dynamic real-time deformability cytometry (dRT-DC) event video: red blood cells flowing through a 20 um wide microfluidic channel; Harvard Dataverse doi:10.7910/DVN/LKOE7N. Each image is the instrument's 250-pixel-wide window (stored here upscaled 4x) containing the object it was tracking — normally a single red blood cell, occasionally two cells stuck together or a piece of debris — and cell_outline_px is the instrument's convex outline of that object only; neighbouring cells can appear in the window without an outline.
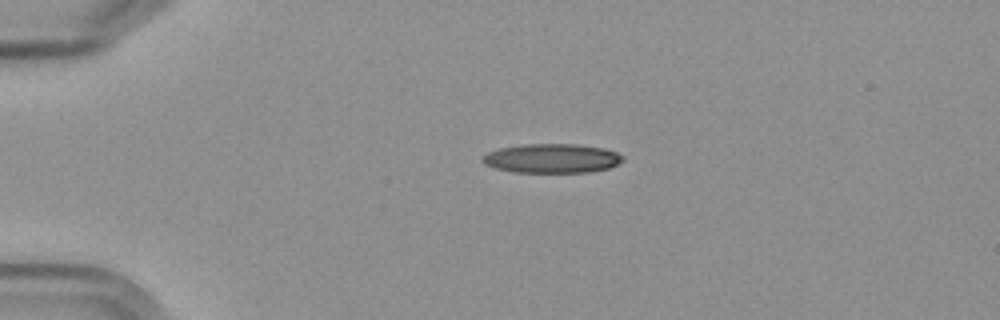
{"species": "Egyptian fruit bat (a non-hibernating species)", "species_latin": "Rousettus aegyptiacus", "temperature_condition": "cold", "stored_images_in_passage": 5, "camera_frame_rate_fps": 3000, "um_per_image_px": 0.085, "frame": {"image": 1, "passage_image": 1, "time_ms": 0.0, "image_size_px": [1000, 320], "cell_outline_px": [[624, 160], [608, 168], [588, 172], [512, 172], [496, 168], [484, 164], [480, 160], [480, 156], [488, 152], [500, 148], [524, 144], [576, 144], [604, 148], [616, 152], [624, 156]], "centroid_in_image_um": [46.88, 13.46], "position_along_channel_um": 38.1, "area_um2": 23.93}}
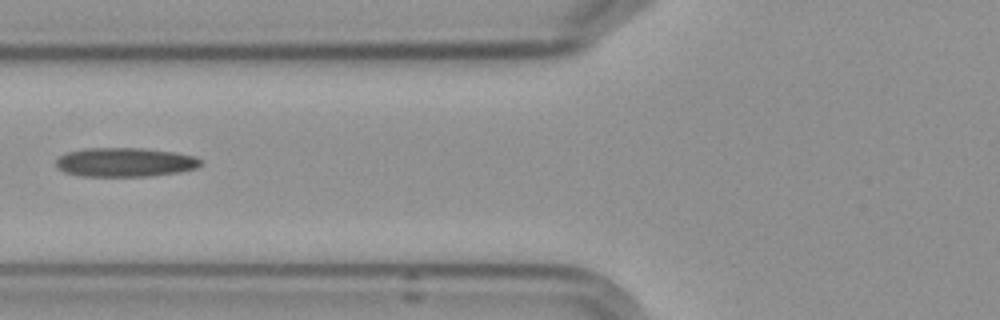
{"frame": {"image": 2, "passage_image": 3, "time_ms": 3.333, "image_size_px": [1000, 320], "cell_outline_px": [[200, 164], [196, 168], [180, 172], [148, 176], [80, 176], [64, 172], [56, 164], [56, 160], [60, 156], [68, 152], [84, 148], [144, 148], [176, 152], [196, 156], [200, 160]], "centroid_in_image_um": [10.64, 13.78], "position_along_channel_um": 115.2, "area_um2": 24.51}}
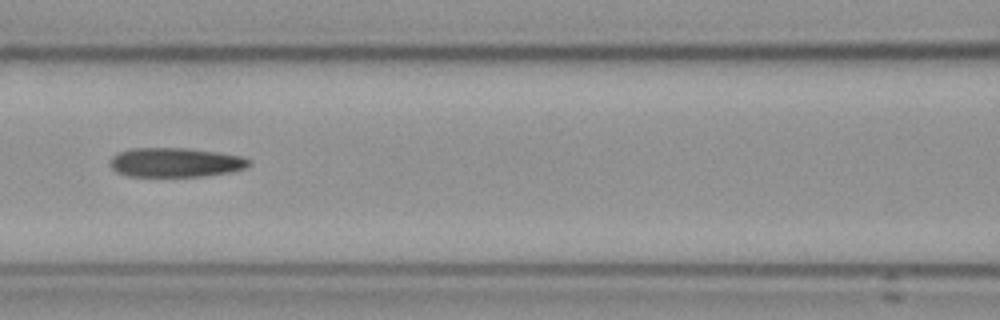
{"frame": {"image": 3, "passage_image": 4, "time_ms": 4.333, "image_size_px": [1000, 320], "cell_outline_px": [[252, 164], [244, 168], [228, 172], [200, 176], [128, 176], [116, 172], [108, 164], [108, 160], [112, 156], [120, 152], [132, 148], [188, 148], [244, 156], [252, 160]], "centroid_in_image_um": [14.9, 13.8], "position_along_channel_um": 151.7, "area_um2": 23.81}}